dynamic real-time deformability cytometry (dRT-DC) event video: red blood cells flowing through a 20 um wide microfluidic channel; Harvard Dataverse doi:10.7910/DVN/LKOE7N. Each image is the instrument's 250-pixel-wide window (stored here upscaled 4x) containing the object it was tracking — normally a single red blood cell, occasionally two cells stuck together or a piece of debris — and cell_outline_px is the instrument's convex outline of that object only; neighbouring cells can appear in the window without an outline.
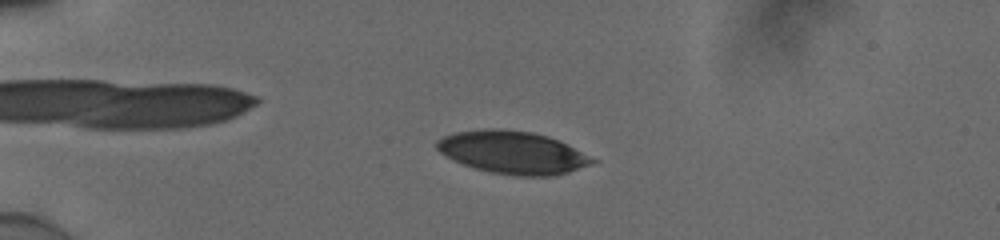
{"species": "human", "species_latin": "Homo sapiens", "temperature_condition": "cold", "stored_images_in_passage": 45, "camera_frame_rate_fps": 3000, "um_per_image_px": 0.085, "donor": {"sex": "male"}, "frame": {"image": 1, "passage_image": 12, "time_ms": 3.667, "image_size_px": [1000, 240], "cell_outline_px": [[600, 160], [592, 164], [568, 172], [552, 176], [516, 176], [492, 172], [476, 168], [464, 164], [440, 152], [436, 148], [436, 140], [444, 136], [456, 132], [488, 128], [492, 128], [532, 132], [548, 136]], "centroid_in_image_um": [43.61, 12.96], "position_along_channel_um": 41.4, "area_um2": 38.32}}
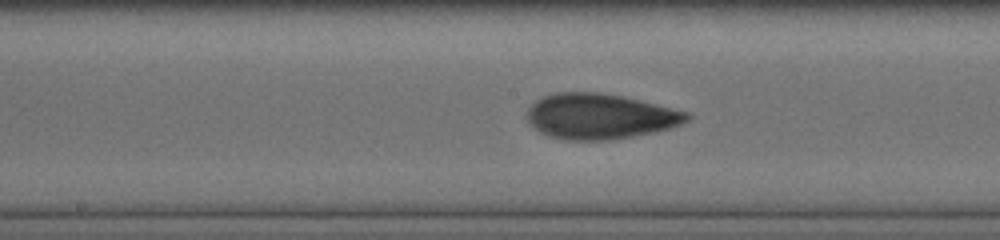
{"frame": {"image": 2, "passage_image": 25, "time_ms": 8.0, "image_size_px": [1000, 240], "cell_outline_px": [[692, 116], [688, 120], [680, 124], [656, 132], [612, 140], [564, 140], [548, 136], [540, 132], [528, 124], [528, 108], [536, 100], [544, 96], [556, 92], [600, 92], [624, 96], [688, 112]], "centroid_in_image_um": [50.98, 9.89], "position_along_channel_um": 197.2, "area_um2": 42.48}}
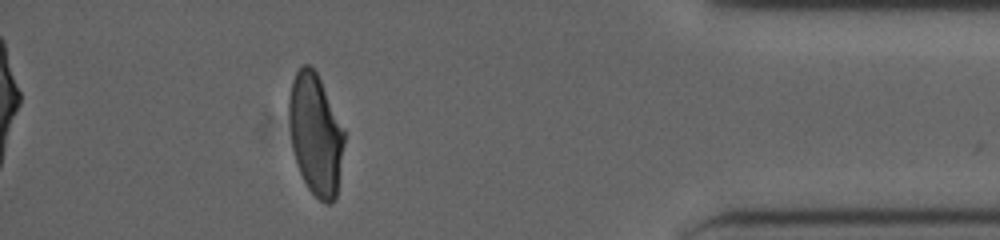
{"frame": {"image": 3, "passage_image": 41, "time_ms": 13.333, "image_size_px": [1000, 240], "cell_outline_px": [[344, 144], [336, 196], [332, 204], [324, 204], [308, 188], [296, 164], [292, 148], [288, 116], [288, 96], [292, 80], [296, 72], [304, 64], [308, 64], [316, 72], [320, 80], [344, 132]], "centroid_in_image_um": [26.79, 11.44], "position_along_channel_um": 408.4, "area_um2": 38.61}, "authors_computed_cell_mechanics": {"area_um2": 40.171, "velocity_mm_per_s": 3.9565, "shape_relaxation_time_tau1_ms": 4.5058, "shape_relaxation_time_tau2_ms": 1.0564, "deformation_change_tau1": 0.1696, "deformation_change_tau2": 0.0582}}